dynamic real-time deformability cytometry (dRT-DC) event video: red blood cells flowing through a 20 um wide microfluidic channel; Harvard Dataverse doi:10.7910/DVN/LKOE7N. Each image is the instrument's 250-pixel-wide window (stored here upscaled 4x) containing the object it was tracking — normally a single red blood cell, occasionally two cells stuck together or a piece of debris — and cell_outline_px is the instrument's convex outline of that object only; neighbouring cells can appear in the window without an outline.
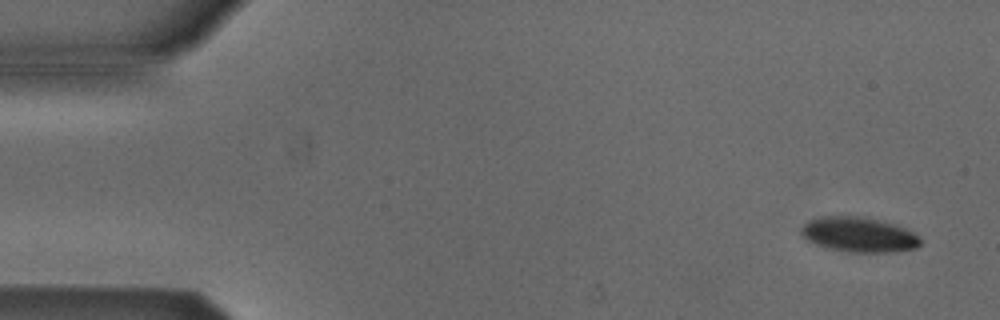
{"species": "Egyptian fruit bat (a non-hibernating species)", "species_latin": "Rousettus aegyptiacus", "temperature_condition": "cold", "stored_images_in_passage": 4, "segment_of_instrument_passage": [2, 2], "camera_frame_rate_fps": 3000, "um_per_image_px": 0.085, "animal": {"sex": "male"}, "frame": {"image": 1, "passage_image": 4, "time_ms": 4.333, "image_size_px": [1000, 320], "cell_outline_px": [[920, 244], [916, 248], [892, 252], [848, 252], [828, 248], [816, 244], [808, 240], [800, 232], [800, 228], [804, 224], [812, 220], [824, 216], [856, 216], [876, 220], [892, 224], [904, 228], [912, 232], [920, 240]], "centroid_in_image_um": [72.98, 19.96], "position_along_channel_um": 12.0, "area_um2": 23.76}}